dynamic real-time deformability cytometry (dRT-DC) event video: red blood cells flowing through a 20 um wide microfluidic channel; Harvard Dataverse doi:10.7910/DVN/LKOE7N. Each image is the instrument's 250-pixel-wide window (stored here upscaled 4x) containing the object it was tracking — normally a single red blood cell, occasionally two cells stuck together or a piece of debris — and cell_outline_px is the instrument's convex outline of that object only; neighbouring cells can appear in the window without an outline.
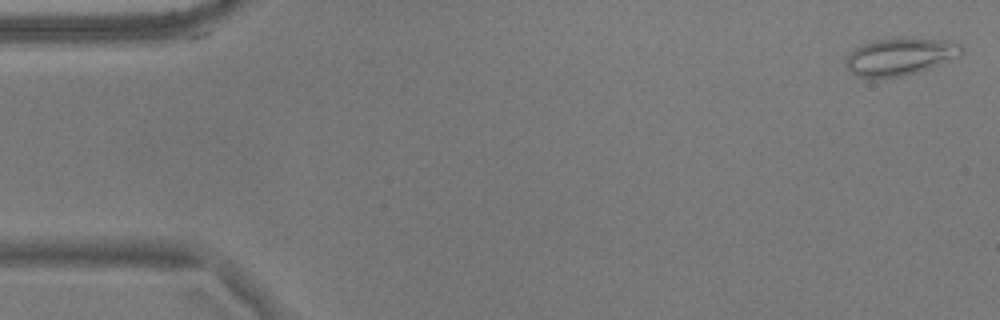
{"species": "common noctule bat (a hibernating species)", "species_latin": "Nyctalus noctula", "temperature_condition": "warm", "stored_images_in_passage": 16, "camera_frame_rate_fps": 3000, "um_per_image_px": 0.085, "animal": {"sex": "male", "body_mass_g": 17.9}, "frame": {"image": 1, "passage_image": 1, "time_ms": 0.0, "image_size_px": [1000, 320], "cell_outline_px": [[964, 52], [960, 56], [928, 68], [916, 72], [900, 76], [856, 76], [844, 64], [848, 52], [860, 44], [872, 40], [896, 36], [912, 36], [952, 40], [960, 44], [964, 48]], "centroid_in_image_um": [76.53, 4.72], "position_along_channel_um": 8.5, "area_um2": 25.78}}